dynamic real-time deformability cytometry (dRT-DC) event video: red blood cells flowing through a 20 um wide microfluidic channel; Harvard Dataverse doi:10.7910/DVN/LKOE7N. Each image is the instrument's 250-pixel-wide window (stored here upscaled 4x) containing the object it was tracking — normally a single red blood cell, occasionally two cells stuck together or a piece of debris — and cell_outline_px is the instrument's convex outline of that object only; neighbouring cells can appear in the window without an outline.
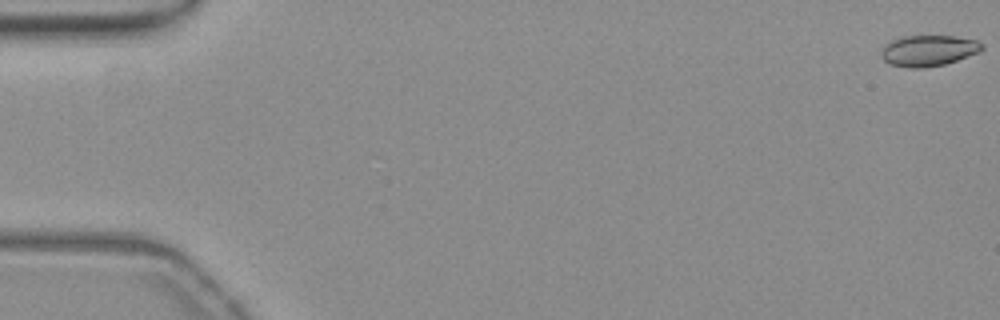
{"species": "common noctule bat (a hibernating species)", "species_latin": "Nyctalus noctula", "temperature_condition": "warm", "stored_images_in_passage": 55, "camera_frame_rate_fps": 3000, "um_per_image_px": 0.085, "animal": {"sex": "female", "body_mass_g": 19.3, "forearm_length_mm": 54.1}, "frame": {"image": 1, "passage_image": 1, "time_ms": 0.0, "image_size_px": [1000, 320], "cell_outline_px": [[984, 48], [980, 52], [944, 64], [924, 68], [908, 68], [892, 64], [884, 60], [880, 56], [880, 52], [884, 44], [900, 36], [952, 36], [976, 40], [984, 44]], "centroid_in_image_um": [78.9, 4.3], "position_along_channel_um": 6.1, "area_um2": 18.26}}
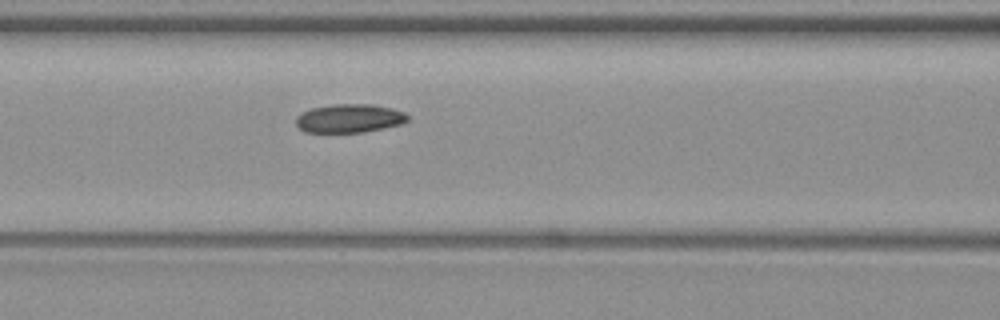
{"frame": {"image": 2, "passage_image": 24, "time_ms": 7.667, "image_size_px": [1000, 320], "cell_outline_px": [[408, 120], [400, 124], [384, 128], [364, 132], [304, 132], [296, 124], [296, 116], [300, 112], [312, 108], [332, 104], [372, 104], [392, 108], [404, 112], [408, 116]], "centroid_in_image_um": [29.68, 10.05], "position_along_channel_um": 136.9, "area_um2": 18.67}}
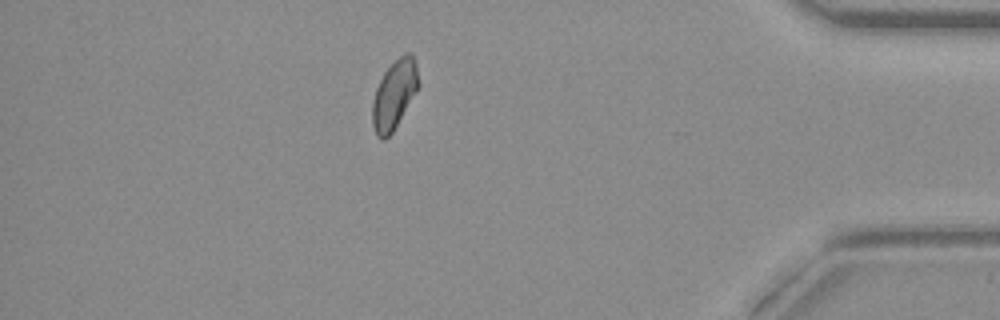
{"frame": {"image": 3, "passage_image": 48, "time_ms": 15.667, "image_size_px": [1000, 320], "cell_outline_px": [[420, 84], [416, 92], [392, 132], [384, 140], [380, 140], [376, 136], [372, 124], [372, 104], [376, 88], [384, 72], [404, 52], [412, 52], [416, 64]], "centroid_in_image_um": [33.51, 8.03], "position_along_channel_um": 401.7, "area_um2": 18.44}, "authors_computed_cell_mechanics": {"area_um2": 18.496, "velocity_mm_per_s": 3.8481, "shape_relaxation_time_tau1_ms": null, "shape_relaxation_time_tau2_ms": 3.9786, "deformation_change_tau1": null, "deformation_change_tau2": 0.078}}